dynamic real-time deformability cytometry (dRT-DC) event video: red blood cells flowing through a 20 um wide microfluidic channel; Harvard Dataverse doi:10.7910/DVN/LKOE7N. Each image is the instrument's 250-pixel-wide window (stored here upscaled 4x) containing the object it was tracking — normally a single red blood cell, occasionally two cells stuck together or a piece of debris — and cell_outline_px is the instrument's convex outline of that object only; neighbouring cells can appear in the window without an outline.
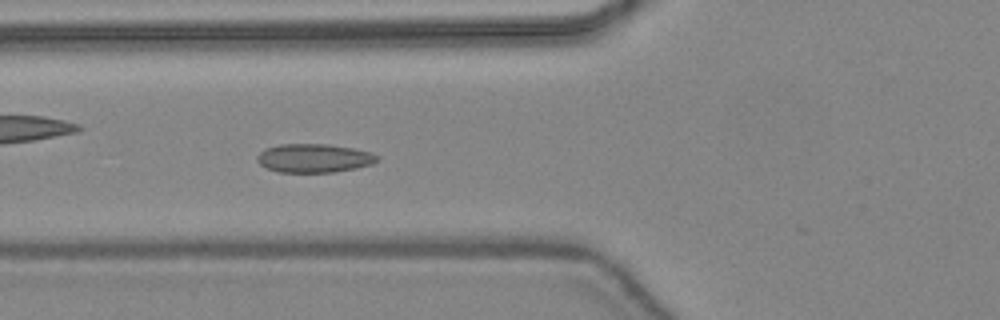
{"species": "common noctule bat (a hibernating species)", "species_latin": "Nyctalus noctula", "temperature_condition": "warm", "stored_images_in_passage": 32, "camera_frame_rate_fps": 3000, "um_per_image_px": 0.085, "animal": {"sex": "female", "body_mass_g": 24.6, "forearm_length_mm": 56.2}, "frame": {"image": 1, "passage_image": 6, "time_ms": 1.667, "image_size_px": [1000, 320], "cell_outline_px": [[380, 160], [372, 164], [356, 168], [332, 172], [276, 172], [260, 164], [256, 160], [256, 156], [264, 148], [280, 144], [328, 144], [352, 148], [368, 152], [380, 156]], "centroid_in_image_um": [26.67, 13.44], "position_along_channel_um": 99.1, "area_um2": 20.11}}
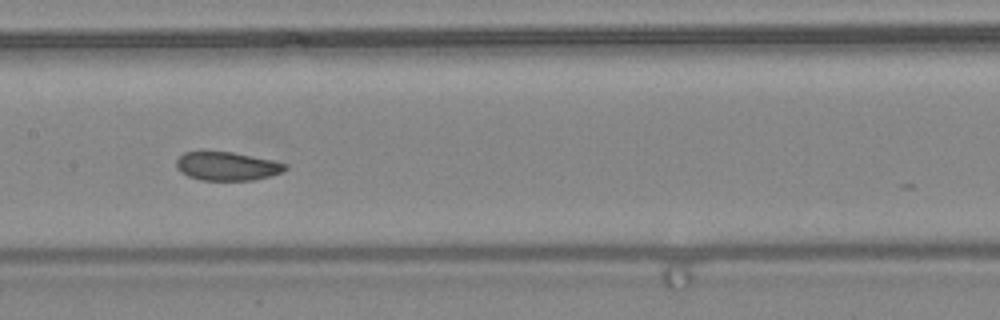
{"frame": {"image": 2, "passage_image": 12, "time_ms": 3.667, "image_size_px": [1000, 320], "cell_outline_px": [[288, 168], [280, 172], [268, 176], [252, 180], [200, 180], [188, 176], [180, 172], [176, 168], [176, 160], [184, 152], [232, 152], [272, 160], [288, 164]], "centroid_in_image_um": [19.27, 14.13], "position_along_channel_um": 188.1, "area_um2": 17.98}}
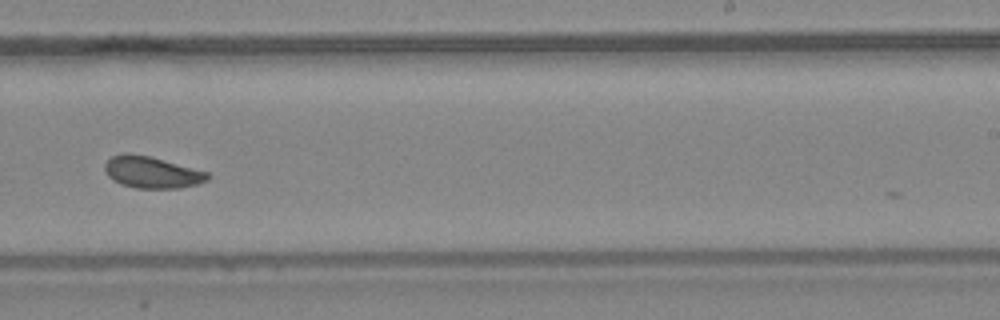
{"frame": {"image": 3, "passage_image": 18, "time_ms": 5.667, "image_size_px": [1000, 320], "cell_outline_px": [[212, 176], [208, 180], [196, 184], [180, 188], [136, 188], [120, 184], [112, 180], [108, 176], [104, 168], [104, 164], [112, 156], [124, 152], [128, 152], [148, 156], [208, 172]], "centroid_in_image_um": [12.88, 14.65], "position_along_channel_um": 276.1, "area_um2": 18.96}, "authors_computed_cell_mechanics": {"area_um2": 19.0162, "velocity_mm_per_s": 4.4204, "shape_relaxation_time_tau1_ms": 3.4156, "shape_relaxation_time_tau2_ms": 3.1743, "deformation_change_tau1": 0.0803, "deformation_change_tau2": 0.0623}}